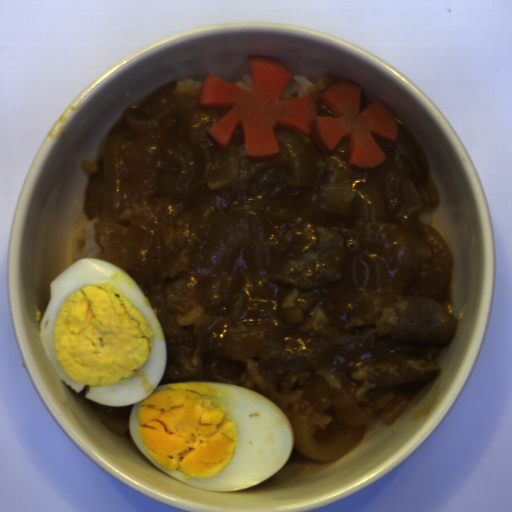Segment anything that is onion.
Here are the masks:
<instances>
[{
    "label": "onion",
    "mask_w": 512,
    "mask_h": 512,
    "mask_svg": "<svg viewBox=\"0 0 512 512\" xmlns=\"http://www.w3.org/2000/svg\"><path fill=\"white\" fill-rule=\"evenodd\" d=\"M375 99L369 93L361 88L360 113L369 106Z\"/></svg>",
    "instance_id": "55239325"
},
{
    "label": "onion",
    "mask_w": 512,
    "mask_h": 512,
    "mask_svg": "<svg viewBox=\"0 0 512 512\" xmlns=\"http://www.w3.org/2000/svg\"><path fill=\"white\" fill-rule=\"evenodd\" d=\"M315 103L318 116H338L327 106V104L320 97L315 99Z\"/></svg>",
    "instance_id": "6bf65262"
},
{
    "label": "onion",
    "mask_w": 512,
    "mask_h": 512,
    "mask_svg": "<svg viewBox=\"0 0 512 512\" xmlns=\"http://www.w3.org/2000/svg\"><path fill=\"white\" fill-rule=\"evenodd\" d=\"M167 81L128 105L93 160L82 210L94 257L115 264L149 299L164 337L159 383L221 382L261 394L288 416L300 457L327 463L359 446L377 414L390 426L431 382L374 389L358 402L352 374L411 354L434 365L445 347L379 338L376 321L400 295L431 296L453 315L454 260L444 235L419 219L442 203L409 125L387 159L347 170L349 137L332 154L276 127L280 155L249 162L240 118L226 150L207 132L232 108L201 109ZM343 236L342 280L297 290L271 276L315 252V224ZM313 334L332 348L308 381L281 393L255 362L284 336Z\"/></svg>",
    "instance_id": "06740285"
}]
</instances>
